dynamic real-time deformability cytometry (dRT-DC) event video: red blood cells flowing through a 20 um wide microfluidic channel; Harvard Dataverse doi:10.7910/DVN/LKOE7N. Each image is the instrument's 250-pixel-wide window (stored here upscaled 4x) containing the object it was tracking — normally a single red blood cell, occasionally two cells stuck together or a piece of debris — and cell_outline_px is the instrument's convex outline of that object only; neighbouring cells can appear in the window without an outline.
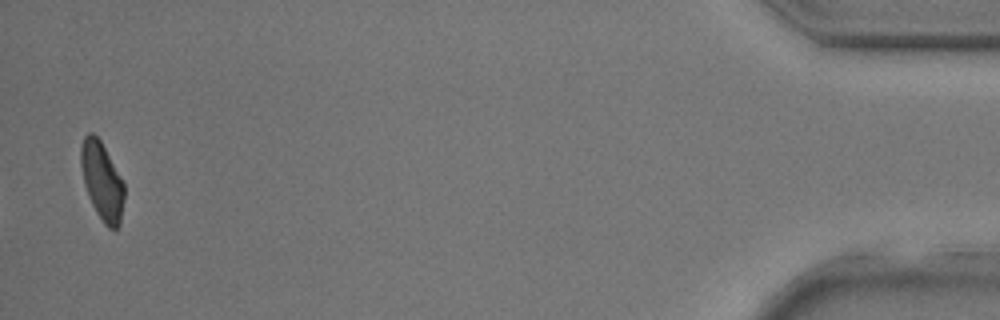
{"species": "common noctule bat (a hibernating species)", "species_latin": "Nyctalus noctula", "temperature_condition": "room temperature", "stored_images_in_passage": 34, "camera_frame_rate_fps": 3000, "um_per_image_px": 0.085, "animal": {"sex": "male", "body_mass_g": 17.9, "forearm_length_mm": 54.2}, "frame": {"image": 1, "passage_image": 34, "time_ms": 11.0, "image_size_px": [1000, 320], "cell_outline_px": [[124, 196], [120, 224], [116, 228], [108, 228], [104, 224], [96, 212], [88, 196], [84, 184], [80, 164], [80, 148], [84, 136], [88, 132], [92, 132], [100, 140], [124, 184]], "centroid_in_image_um": [8.64, 15.39], "position_along_channel_um": 426.6, "area_um2": 19.48}}